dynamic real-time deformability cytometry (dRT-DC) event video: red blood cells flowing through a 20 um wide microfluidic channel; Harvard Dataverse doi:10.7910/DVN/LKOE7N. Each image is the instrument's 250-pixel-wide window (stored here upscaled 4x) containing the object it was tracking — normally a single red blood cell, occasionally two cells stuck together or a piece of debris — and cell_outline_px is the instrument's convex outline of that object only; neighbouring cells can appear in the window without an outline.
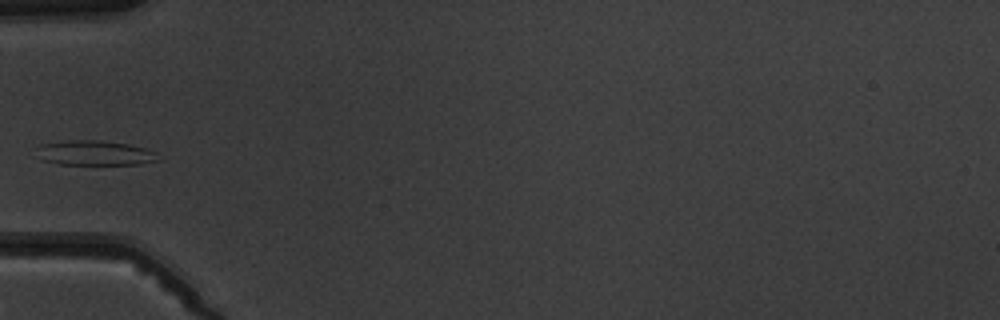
{"species": "common noctule bat (a hibernating species)", "species_latin": "Nyctalus noctula", "temperature_condition": "warm", "stored_images_in_passage": 4, "camera_frame_rate_fps": 3000, "um_per_image_px": 0.085, "animal": {"sex": "male", "body_mass_g": 19.5, "forearm_length_mm": 54.6}, "frame": {"image": 1, "passage_image": 4, "time_ms": 4.0, "image_size_px": [1000, 320], "cell_outline_px": [[160, 160], [140, 164], [56, 164], [44, 160], [36, 148], [40, 144], [72, 140], [100, 140], [128, 144], [144, 148], [156, 152]], "centroid_in_image_um": [8.09, 13.0], "position_along_channel_um": 76.9, "area_um2": 17.4}}